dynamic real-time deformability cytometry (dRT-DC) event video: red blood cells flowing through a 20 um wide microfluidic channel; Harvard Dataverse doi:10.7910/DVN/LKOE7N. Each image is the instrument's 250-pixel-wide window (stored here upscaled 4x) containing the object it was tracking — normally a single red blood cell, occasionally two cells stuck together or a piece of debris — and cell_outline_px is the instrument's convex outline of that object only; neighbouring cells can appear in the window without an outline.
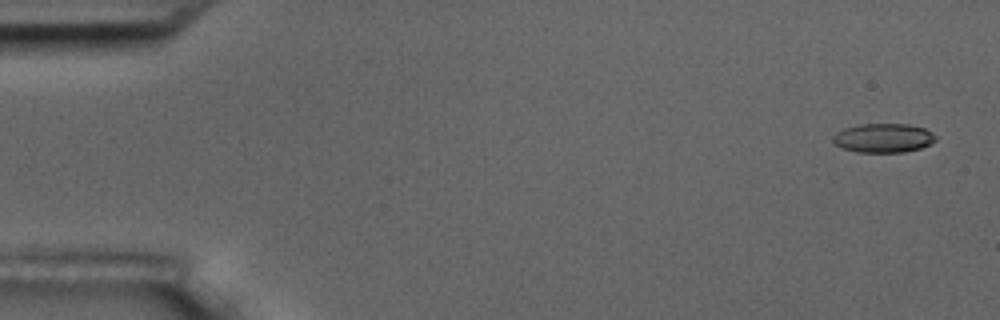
{"species": "common noctule bat (a hibernating species)", "species_latin": "Nyctalus noctula", "temperature_condition": "room temperature", "stored_images_in_passage": 4, "camera_frame_rate_fps": 3000, "um_per_image_px": 0.085, "animal": {"sex": "male", "body_mass_g": 17.5, "forearm_length_mm": 52.3}, "frame": {"image": 1, "passage_image": 1, "time_ms": 0.0, "image_size_px": [1000, 320], "cell_outline_px": [[936, 140], [920, 148], [904, 152], [856, 152], [840, 148], [832, 140], [832, 136], [836, 132], [844, 128], [860, 124], [908, 124], [924, 128], [932, 132], [936, 136]], "centroid_in_image_um": [75.05, 11.73], "position_along_channel_um": 9.9, "area_um2": 17.46}}